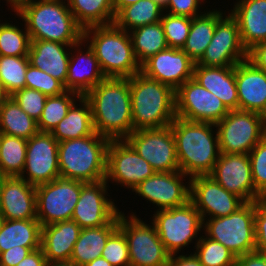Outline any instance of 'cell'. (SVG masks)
Here are the masks:
<instances>
[{
  "label": "cell",
  "mask_w": 266,
  "mask_h": 266,
  "mask_svg": "<svg viewBox=\"0 0 266 266\" xmlns=\"http://www.w3.org/2000/svg\"><path fill=\"white\" fill-rule=\"evenodd\" d=\"M91 105L95 132L109 140L133 132L130 77H106L84 96Z\"/></svg>",
  "instance_id": "obj_1"
},
{
  "label": "cell",
  "mask_w": 266,
  "mask_h": 266,
  "mask_svg": "<svg viewBox=\"0 0 266 266\" xmlns=\"http://www.w3.org/2000/svg\"><path fill=\"white\" fill-rule=\"evenodd\" d=\"M170 126L180 171L190 178L209 175L221 154L216 124L176 117Z\"/></svg>",
  "instance_id": "obj_2"
},
{
  "label": "cell",
  "mask_w": 266,
  "mask_h": 266,
  "mask_svg": "<svg viewBox=\"0 0 266 266\" xmlns=\"http://www.w3.org/2000/svg\"><path fill=\"white\" fill-rule=\"evenodd\" d=\"M133 131L170 126L176 118L175 91L141 72L130 77Z\"/></svg>",
  "instance_id": "obj_3"
},
{
  "label": "cell",
  "mask_w": 266,
  "mask_h": 266,
  "mask_svg": "<svg viewBox=\"0 0 266 266\" xmlns=\"http://www.w3.org/2000/svg\"><path fill=\"white\" fill-rule=\"evenodd\" d=\"M83 40L93 49L106 77L129 78L140 73L129 32L115 23L83 29Z\"/></svg>",
  "instance_id": "obj_4"
},
{
  "label": "cell",
  "mask_w": 266,
  "mask_h": 266,
  "mask_svg": "<svg viewBox=\"0 0 266 266\" xmlns=\"http://www.w3.org/2000/svg\"><path fill=\"white\" fill-rule=\"evenodd\" d=\"M17 17L22 20L31 40L77 44L83 40V28L76 22L69 5L62 2L34 0Z\"/></svg>",
  "instance_id": "obj_5"
},
{
  "label": "cell",
  "mask_w": 266,
  "mask_h": 266,
  "mask_svg": "<svg viewBox=\"0 0 266 266\" xmlns=\"http://www.w3.org/2000/svg\"><path fill=\"white\" fill-rule=\"evenodd\" d=\"M109 143L108 138L97 132L87 137L59 142L60 177L85 183L105 179Z\"/></svg>",
  "instance_id": "obj_6"
},
{
  "label": "cell",
  "mask_w": 266,
  "mask_h": 266,
  "mask_svg": "<svg viewBox=\"0 0 266 266\" xmlns=\"http://www.w3.org/2000/svg\"><path fill=\"white\" fill-rule=\"evenodd\" d=\"M150 218L170 255L180 254L194 240L196 246L203 232L201 214L190 200L180 207L154 211Z\"/></svg>",
  "instance_id": "obj_7"
},
{
  "label": "cell",
  "mask_w": 266,
  "mask_h": 266,
  "mask_svg": "<svg viewBox=\"0 0 266 266\" xmlns=\"http://www.w3.org/2000/svg\"><path fill=\"white\" fill-rule=\"evenodd\" d=\"M203 230L236 257L255 251V201L228 216L204 219Z\"/></svg>",
  "instance_id": "obj_8"
},
{
  "label": "cell",
  "mask_w": 266,
  "mask_h": 266,
  "mask_svg": "<svg viewBox=\"0 0 266 266\" xmlns=\"http://www.w3.org/2000/svg\"><path fill=\"white\" fill-rule=\"evenodd\" d=\"M133 213V214H132ZM118 228L124 233L130 266H167L170 254L157 234L154 224H147L136 212L118 215Z\"/></svg>",
  "instance_id": "obj_9"
},
{
  "label": "cell",
  "mask_w": 266,
  "mask_h": 266,
  "mask_svg": "<svg viewBox=\"0 0 266 266\" xmlns=\"http://www.w3.org/2000/svg\"><path fill=\"white\" fill-rule=\"evenodd\" d=\"M220 153L249 154L266 135L262 114L232 110L216 124Z\"/></svg>",
  "instance_id": "obj_10"
},
{
  "label": "cell",
  "mask_w": 266,
  "mask_h": 266,
  "mask_svg": "<svg viewBox=\"0 0 266 266\" xmlns=\"http://www.w3.org/2000/svg\"><path fill=\"white\" fill-rule=\"evenodd\" d=\"M84 183L59 177L36 186V214L41 226L71 220Z\"/></svg>",
  "instance_id": "obj_11"
},
{
  "label": "cell",
  "mask_w": 266,
  "mask_h": 266,
  "mask_svg": "<svg viewBox=\"0 0 266 266\" xmlns=\"http://www.w3.org/2000/svg\"><path fill=\"white\" fill-rule=\"evenodd\" d=\"M125 140L155 172L180 171L171 126L133 131Z\"/></svg>",
  "instance_id": "obj_12"
},
{
  "label": "cell",
  "mask_w": 266,
  "mask_h": 266,
  "mask_svg": "<svg viewBox=\"0 0 266 266\" xmlns=\"http://www.w3.org/2000/svg\"><path fill=\"white\" fill-rule=\"evenodd\" d=\"M175 112L180 119L217 124L229 110L217 96L192 78L175 91Z\"/></svg>",
  "instance_id": "obj_13"
},
{
  "label": "cell",
  "mask_w": 266,
  "mask_h": 266,
  "mask_svg": "<svg viewBox=\"0 0 266 266\" xmlns=\"http://www.w3.org/2000/svg\"><path fill=\"white\" fill-rule=\"evenodd\" d=\"M155 173L151 165L125 140H110L106 182L132 190Z\"/></svg>",
  "instance_id": "obj_14"
},
{
  "label": "cell",
  "mask_w": 266,
  "mask_h": 266,
  "mask_svg": "<svg viewBox=\"0 0 266 266\" xmlns=\"http://www.w3.org/2000/svg\"><path fill=\"white\" fill-rule=\"evenodd\" d=\"M132 192L154 205L156 211L180 207L190 200V177L181 171L155 172Z\"/></svg>",
  "instance_id": "obj_15"
},
{
  "label": "cell",
  "mask_w": 266,
  "mask_h": 266,
  "mask_svg": "<svg viewBox=\"0 0 266 266\" xmlns=\"http://www.w3.org/2000/svg\"><path fill=\"white\" fill-rule=\"evenodd\" d=\"M109 187L105 179L82 185L71 218L81 229L107 225L119 215L121 211L112 196L110 197Z\"/></svg>",
  "instance_id": "obj_16"
},
{
  "label": "cell",
  "mask_w": 266,
  "mask_h": 266,
  "mask_svg": "<svg viewBox=\"0 0 266 266\" xmlns=\"http://www.w3.org/2000/svg\"><path fill=\"white\" fill-rule=\"evenodd\" d=\"M227 12L217 21L211 42L202 58L195 64L227 67L248 59V52L241 42L238 23L229 11Z\"/></svg>",
  "instance_id": "obj_17"
},
{
  "label": "cell",
  "mask_w": 266,
  "mask_h": 266,
  "mask_svg": "<svg viewBox=\"0 0 266 266\" xmlns=\"http://www.w3.org/2000/svg\"><path fill=\"white\" fill-rule=\"evenodd\" d=\"M58 147L59 142L51 132L38 131L29 138L25 167L20 177L34 186L59 178Z\"/></svg>",
  "instance_id": "obj_18"
},
{
  "label": "cell",
  "mask_w": 266,
  "mask_h": 266,
  "mask_svg": "<svg viewBox=\"0 0 266 266\" xmlns=\"http://www.w3.org/2000/svg\"><path fill=\"white\" fill-rule=\"evenodd\" d=\"M190 201L200 212L202 220L228 216L246 203L223 188L210 175L190 178Z\"/></svg>",
  "instance_id": "obj_19"
},
{
  "label": "cell",
  "mask_w": 266,
  "mask_h": 266,
  "mask_svg": "<svg viewBox=\"0 0 266 266\" xmlns=\"http://www.w3.org/2000/svg\"><path fill=\"white\" fill-rule=\"evenodd\" d=\"M194 66L195 62L182 49L168 47L144 61L140 72L176 91L193 78Z\"/></svg>",
  "instance_id": "obj_20"
},
{
  "label": "cell",
  "mask_w": 266,
  "mask_h": 266,
  "mask_svg": "<svg viewBox=\"0 0 266 266\" xmlns=\"http://www.w3.org/2000/svg\"><path fill=\"white\" fill-rule=\"evenodd\" d=\"M209 175L245 202L256 201V189L248 154L221 153Z\"/></svg>",
  "instance_id": "obj_21"
},
{
  "label": "cell",
  "mask_w": 266,
  "mask_h": 266,
  "mask_svg": "<svg viewBox=\"0 0 266 266\" xmlns=\"http://www.w3.org/2000/svg\"><path fill=\"white\" fill-rule=\"evenodd\" d=\"M83 46L86 48V52L85 50L82 51ZM105 78L98 59L88 43L86 44L84 40H81L71 47L68 74L65 81V88L68 91L85 96Z\"/></svg>",
  "instance_id": "obj_22"
},
{
  "label": "cell",
  "mask_w": 266,
  "mask_h": 266,
  "mask_svg": "<svg viewBox=\"0 0 266 266\" xmlns=\"http://www.w3.org/2000/svg\"><path fill=\"white\" fill-rule=\"evenodd\" d=\"M0 210L6 220L37 219L36 186L20 176H7L0 187Z\"/></svg>",
  "instance_id": "obj_23"
},
{
  "label": "cell",
  "mask_w": 266,
  "mask_h": 266,
  "mask_svg": "<svg viewBox=\"0 0 266 266\" xmlns=\"http://www.w3.org/2000/svg\"><path fill=\"white\" fill-rule=\"evenodd\" d=\"M239 110L266 112V72L248 59L235 65Z\"/></svg>",
  "instance_id": "obj_24"
},
{
  "label": "cell",
  "mask_w": 266,
  "mask_h": 266,
  "mask_svg": "<svg viewBox=\"0 0 266 266\" xmlns=\"http://www.w3.org/2000/svg\"><path fill=\"white\" fill-rule=\"evenodd\" d=\"M228 10L236 19L242 45L247 52L266 41V0H236Z\"/></svg>",
  "instance_id": "obj_25"
},
{
  "label": "cell",
  "mask_w": 266,
  "mask_h": 266,
  "mask_svg": "<svg viewBox=\"0 0 266 266\" xmlns=\"http://www.w3.org/2000/svg\"><path fill=\"white\" fill-rule=\"evenodd\" d=\"M75 44H63L47 40H31L28 58L36 67L55 79L65 81L68 74L71 47Z\"/></svg>",
  "instance_id": "obj_26"
},
{
  "label": "cell",
  "mask_w": 266,
  "mask_h": 266,
  "mask_svg": "<svg viewBox=\"0 0 266 266\" xmlns=\"http://www.w3.org/2000/svg\"><path fill=\"white\" fill-rule=\"evenodd\" d=\"M81 227L74 220L42 226L41 249L47 261H70Z\"/></svg>",
  "instance_id": "obj_27"
},
{
  "label": "cell",
  "mask_w": 266,
  "mask_h": 266,
  "mask_svg": "<svg viewBox=\"0 0 266 266\" xmlns=\"http://www.w3.org/2000/svg\"><path fill=\"white\" fill-rule=\"evenodd\" d=\"M193 79L217 96L229 111L239 109L235 66L205 67L195 64Z\"/></svg>",
  "instance_id": "obj_28"
},
{
  "label": "cell",
  "mask_w": 266,
  "mask_h": 266,
  "mask_svg": "<svg viewBox=\"0 0 266 266\" xmlns=\"http://www.w3.org/2000/svg\"><path fill=\"white\" fill-rule=\"evenodd\" d=\"M51 133L58 142L93 135L95 129L89 101L80 96Z\"/></svg>",
  "instance_id": "obj_29"
},
{
  "label": "cell",
  "mask_w": 266,
  "mask_h": 266,
  "mask_svg": "<svg viewBox=\"0 0 266 266\" xmlns=\"http://www.w3.org/2000/svg\"><path fill=\"white\" fill-rule=\"evenodd\" d=\"M118 228V216L110 223L100 227L81 229L70 261L76 266L101 257L109 236Z\"/></svg>",
  "instance_id": "obj_30"
},
{
  "label": "cell",
  "mask_w": 266,
  "mask_h": 266,
  "mask_svg": "<svg viewBox=\"0 0 266 266\" xmlns=\"http://www.w3.org/2000/svg\"><path fill=\"white\" fill-rule=\"evenodd\" d=\"M225 14L222 10H204V13L192 18L189 35L182 50L197 63L211 42L217 21Z\"/></svg>",
  "instance_id": "obj_31"
},
{
  "label": "cell",
  "mask_w": 266,
  "mask_h": 266,
  "mask_svg": "<svg viewBox=\"0 0 266 266\" xmlns=\"http://www.w3.org/2000/svg\"><path fill=\"white\" fill-rule=\"evenodd\" d=\"M41 229L38 219H4L0 228V253L15 246L41 247Z\"/></svg>",
  "instance_id": "obj_32"
},
{
  "label": "cell",
  "mask_w": 266,
  "mask_h": 266,
  "mask_svg": "<svg viewBox=\"0 0 266 266\" xmlns=\"http://www.w3.org/2000/svg\"><path fill=\"white\" fill-rule=\"evenodd\" d=\"M164 6L154 0H139L122 8L115 16L114 23L127 32L138 27L160 22Z\"/></svg>",
  "instance_id": "obj_33"
},
{
  "label": "cell",
  "mask_w": 266,
  "mask_h": 266,
  "mask_svg": "<svg viewBox=\"0 0 266 266\" xmlns=\"http://www.w3.org/2000/svg\"><path fill=\"white\" fill-rule=\"evenodd\" d=\"M69 9L83 28L114 23L113 0H71Z\"/></svg>",
  "instance_id": "obj_34"
},
{
  "label": "cell",
  "mask_w": 266,
  "mask_h": 266,
  "mask_svg": "<svg viewBox=\"0 0 266 266\" xmlns=\"http://www.w3.org/2000/svg\"><path fill=\"white\" fill-rule=\"evenodd\" d=\"M38 131L37 121L10 96L0 108V133L28 140Z\"/></svg>",
  "instance_id": "obj_35"
},
{
  "label": "cell",
  "mask_w": 266,
  "mask_h": 266,
  "mask_svg": "<svg viewBox=\"0 0 266 266\" xmlns=\"http://www.w3.org/2000/svg\"><path fill=\"white\" fill-rule=\"evenodd\" d=\"M129 35L140 65L149 57L168 48L161 22L138 27L130 31Z\"/></svg>",
  "instance_id": "obj_36"
},
{
  "label": "cell",
  "mask_w": 266,
  "mask_h": 266,
  "mask_svg": "<svg viewBox=\"0 0 266 266\" xmlns=\"http://www.w3.org/2000/svg\"><path fill=\"white\" fill-rule=\"evenodd\" d=\"M27 140L0 133V166L7 176H20L26 162Z\"/></svg>",
  "instance_id": "obj_37"
},
{
  "label": "cell",
  "mask_w": 266,
  "mask_h": 266,
  "mask_svg": "<svg viewBox=\"0 0 266 266\" xmlns=\"http://www.w3.org/2000/svg\"><path fill=\"white\" fill-rule=\"evenodd\" d=\"M79 97L78 93L68 90L57 96H47L42 115L37 122L38 130L52 132Z\"/></svg>",
  "instance_id": "obj_38"
},
{
  "label": "cell",
  "mask_w": 266,
  "mask_h": 266,
  "mask_svg": "<svg viewBox=\"0 0 266 266\" xmlns=\"http://www.w3.org/2000/svg\"><path fill=\"white\" fill-rule=\"evenodd\" d=\"M29 64L28 56L0 55V82L9 96L25 88V75Z\"/></svg>",
  "instance_id": "obj_39"
},
{
  "label": "cell",
  "mask_w": 266,
  "mask_h": 266,
  "mask_svg": "<svg viewBox=\"0 0 266 266\" xmlns=\"http://www.w3.org/2000/svg\"><path fill=\"white\" fill-rule=\"evenodd\" d=\"M0 55L1 56H28L31 39L25 25L24 29L0 19ZM13 24H12V23Z\"/></svg>",
  "instance_id": "obj_40"
},
{
  "label": "cell",
  "mask_w": 266,
  "mask_h": 266,
  "mask_svg": "<svg viewBox=\"0 0 266 266\" xmlns=\"http://www.w3.org/2000/svg\"><path fill=\"white\" fill-rule=\"evenodd\" d=\"M193 248V253L203 266H235L236 256L221 243L206 235H202Z\"/></svg>",
  "instance_id": "obj_41"
},
{
  "label": "cell",
  "mask_w": 266,
  "mask_h": 266,
  "mask_svg": "<svg viewBox=\"0 0 266 266\" xmlns=\"http://www.w3.org/2000/svg\"><path fill=\"white\" fill-rule=\"evenodd\" d=\"M192 18L164 12L162 23L165 39L169 48L182 49L189 35Z\"/></svg>",
  "instance_id": "obj_42"
},
{
  "label": "cell",
  "mask_w": 266,
  "mask_h": 266,
  "mask_svg": "<svg viewBox=\"0 0 266 266\" xmlns=\"http://www.w3.org/2000/svg\"><path fill=\"white\" fill-rule=\"evenodd\" d=\"M256 189V201L266 196V135L248 154Z\"/></svg>",
  "instance_id": "obj_43"
},
{
  "label": "cell",
  "mask_w": 266,
  "mask_h": 266,
  "mask_svg": "<svg viewBox=\"0 0 266 266\" xmlns=\"http://www.w3.org/2000/svg\"><path fill=\"white\" fill-rule=\"evenodd\" d=\"M25 87L38 90L46 96H57L67 91L64 84L31 64L27 67Z\"/></svg>",
  "instance_id": "obj_44"
},
{
  "label": "cell",
  "mask_w": 266,
  "mask_h": 266,
  "mask_svg": "<svg viewBox=\"0 0 266 266\" xmlns=\"http://www.w3.org/2000/svg\"><path fill=\"white\" fill-rule=\"evenodd\" d=\"M101 257L112 266H130L128 243L124 233L119 228L109 236Z\"/></svg>",
  "instance_id": "obj_45"
},
{
  "label": "cell",
  "mask_w": 266,
  "mask_h": 266,
  "mask_svg": "<svg viewBox=\"0 0 266 266\" xmlns=\"http://www.w3.org/2000/svg\"><path fill=\"white\" fill-rule=\"evenodd\" d=\"M11 97L27 115L38 122L47 100L45 94L38 90L25 87L16 91Z\"/></svg>",
  "instance_id": "obj_46"
},
{
  "label": "cell",
  "mask_w": 266,
  "mask_h": 266,
  "mask_svg": "<svg viewBox=\"0 0 266 266\" xmlns=\"http://www.w3.org/2000/svg\"><path fill=\"white\" fill-rule=\"evenodd\" d=\"M255 251L266 253V200L255 201Z\"/></svg>",
  "instance_id": "obj_47"
},
{
  "label": "cell",
  "mask_w": 266,
  "mask_h": 266,
  "mask_svg": "<svg viewBox=\"0 0 266 266\" xmlns=\"http://www.w3.org/2000/svg\"><path fill=\"white\" fill-rule=\"evenodd\" d=\"M204 2L205 0H168L164 12L194 18L204 13L199 10Z\"/></svg>",
  "instance_id": "obj_48"
},
{
  "label": "cell",
  "mask_w": 266,
  "mask_h": 266,
  "mask_svg": "<svg viewBox=\"0 0 266 266\" xmlns=\"http://www.w3.org/2000/svg\"><path fill=\"white\" fill-rule=\"evenodd\" d=\"M41 247H22L15 246L7 251L0 253V265L1 266H16L21 260H23L32 250Z\"/></svg>",
  "instance_id": "obj_49"
},
{
  "label": "cell",
  "mask_w": 266,
  "mask_h": 266,
  "mask_svg": "<svg viewBox=\"0 0 266 266\" xmlns=\"http://www.w3.org/2000/svg\"><path fill=\"white\" fill-rule=\"evenodd\" d=\"M248 60L266 72V41L256 44L248 51Z\"/></svg>",
  "instance_id": "obj_50"
},
{
  "label": "cell",
  "mask_w": 266,
  "mask_h": 266,
  "mask_svg": "<svg viewBox=\"0 0 266 266\" xmlns=\"http://www.w3.org/2000/svg\"><path fill=\"white\" fill-rule=\"evenodd\" d=\"M235 266H266V253L253 251L236 257Z\"/></svg>",
  "instance_id": "obj_51"
},
{
  "label": "cell",
  "mask_w": 266,
  "mask_h": 266,
  "mask_svg": "<svg viewBox=\"0 0 266 266\" xmlns=\"http://www.w3.org/2000/svg\"><path fill=\"white\" fill-rule=\"evenodd\" d=\"M167 266H203L199 259L195 256L193 252L190 255L187 253L173 254L169 257V262Z\"/></svg>",
  "instance_id": "obj_52"
},
{
  "label": "cell",
  "mask_w": 266,
  "mask_h": 266,
  "mask_svg": "<svg viewBox=\"0 0 266 266\" xmlns=\"http://www.w3.org/2000/svg\"><path fill=\"white\" fill-rule=\"evenodd\" d=\"M47 259L41 248L32 250L16 266H45Z\"/></svg>",
  "instance_id": "obj_53"
},
{
  "label": "cell",
  "mask_w": 266,
  "mask_h": 266,
  "mask_svg": "<svg viewBox=\"0 0 266 266\" xmlns=\"http://www.w3.org/2000/svg\"><path fill=\"white\" fill-rule=\"evenodd\" d=\"M6 1L7 7H11L10 10L12 12H16L17 15L23 8H25L27 5H29L34 0H4ZM9 4V5H8Z\"/></svg>",
  "instance_id": "obj_54"
},
{
  "label": "cell",
  "mask_w": 266,
  "mask_h": 266,
  "mask_svg": "<svg viewBox=\"0 0 266 266\" xmlns=\"http://www.w3.org/2000/svg\"><path fill=\"white\" fill-rule=\"evenodd\" d=\"M139 0H113L115 15L124 7L137 3Z\"/></svg>",
  "instance_id": "obj_55"
},
{
  "label": "cell",
  "mask_w": 266,
  "mask_h": 266,
  "mask_svg": "<svg viewBox=\"0 0 266 266\" xmlns=\"http://www.w3.org/2000/svg\"><path fill=\"white\" fill-rule=\"evenodd\" d=\"M84 266H112V265L103 257H99L91 262L86 263Z\"/></svg>",
  "instance_id": "obj_56"
},
{
  "label": "cell",
  "mask_w": 266,
  "mask_h": 266,
  "mask_svg": "<svg viewBox=\"0 0 266 266\" xmlns=\"http://www.w3.org/2000/svg\"><path fill=\"white\" fill-rule=\"evenodd\" d=\"M45 266H76L71 261H61V262H50L47 261Z\"/></svg>",
  "instance_id": "obj_57"
},
{
  "label": "cell",
  "mask_w": 266,
  "mask_h": 266,
  "mask_svg": "<svg viewBox=\"0 0 266 266\" xmlns=\"http://www.w3.org/2000/svg\"><path fill=\"white\" fill-rule=\"evenodd\" d=\"M9 97L10 96L5 92L3 86L0 82V108Z\"/></svg>",
  "instance_id": "obj_58"
},
{
  "label": "cell",
  "mask_w": 266,
  "mask_h": 266,
  "mask_svg": "<svg viewBox=\"0 0 266 266\" xmlns=\"http://www.w3.org/2000/svg\"><path fill=\"white\" fill-rule=\"evenodd\" d=\"M7 175L3 172L2 167L0 166V187L3 185L4 179Z\"/></svg>",
  "instance_id": "obj_59"
},
{
  "label": "cell",
  "mask_w": 266,
  "mask_h": 266,
  "mask_svg": "<svg viewBox=\"0 0 266 266\" xmlns=\"http://www.w3.org/2000/svg\"><path fill=\"white\" fill-rule=\"evenodd\" d=\"M47 1H55V2H62L65 4H69L71 0H47Z\"/></svg>",
  "instance_id": "obj_60"
},
{
  "label": "cell",
  "mask_w": 266,
  "mask_h": 266,
  "mask_svg": "<svg viewBox=\"0 0 266 266\" xmlns=\"http://www.w3.org/2000/svg\"><path fill=\"white\" fill-rule=\"evenodd\" d=\"M3 221H4V217H3V214H2V212L0 210V228L2 226Z\"/></svg>",
  "instance_id": "obj_61"
},
{
  "label": "cell",
  "mask_w": 266,
  "mask_h": 266,
  "mask_svg": "<svg viewBox=\"0 0 266 266\" xmlns=\"http://www.w3.org/2000/svg\"><path fill=\"white\" fill-rule=\"evenodd\" d=\"M159 2L161 5L165 6V4L167 3L168 0H154Z\"/></svg>",
  "instance_id": "obj_62"
},
{
  "label": "cell",
  "mask_w": 266,
  "mask_h": 266,
  "mask_svg": "<svg viewBox=\"0 0 266 266\" xmlns=\"http://www.w3.org/2000/svg\"><path fill=\"white\" fill-rule=\"evenodd\" d=\"M264 120L266 122V112L263 114Z\"/></svg>",
  "instance_id": "obj_63"
}]
</instances>
